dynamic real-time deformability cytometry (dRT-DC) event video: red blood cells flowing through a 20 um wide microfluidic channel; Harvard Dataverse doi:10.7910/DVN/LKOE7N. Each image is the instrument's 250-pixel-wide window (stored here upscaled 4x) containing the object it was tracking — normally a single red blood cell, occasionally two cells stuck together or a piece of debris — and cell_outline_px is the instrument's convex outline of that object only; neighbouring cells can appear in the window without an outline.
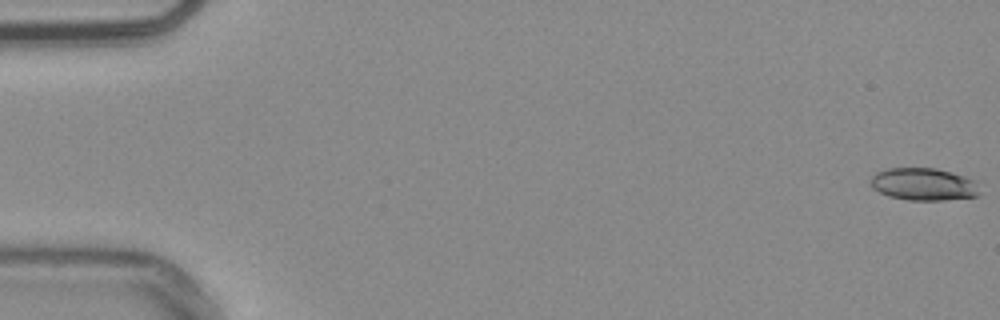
{"species": "common noctule bat (a hibernating species)", "species_latin": "Nyctalus noctula", "temperature_condition": "warm", "stored_images_in_passage": 54, "camera_frame_rate_fps": 3000, "um_per_image_px": 0.085, "animal": {"sex": "male", "body_mass_g": 20.4}, "frame": {"image": 1, "passage_image": 1, "time_ms": 0.0, "image_size_px": [1000, 320], "cell_outline_px": [[980, 196], [944, 200], [908, 200], [888, 196], [872, 188], [872, 176], [876, 172], [888, 168], [936, 168], [964, 176], [972, 180]], "centroid_in_image_um": [78.47, 15.66], "position_along_channel_um": 6.5, "area_um2": 20.35}}
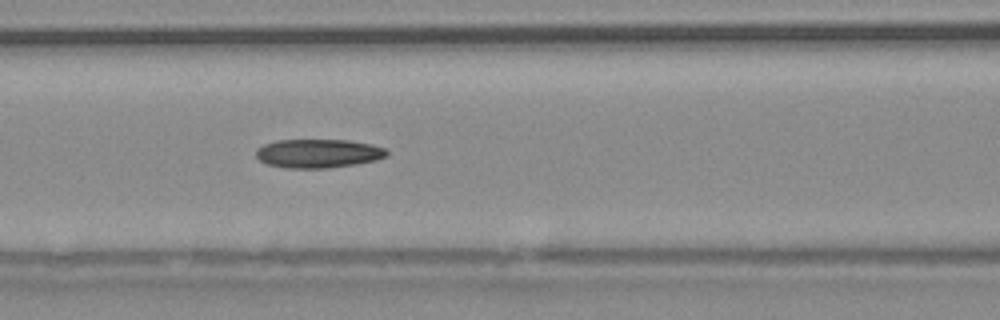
{"frame": {"image": 2, "passage_image": 24, "time_ms": 7.667, "image_size_px": [1000, 320], "cell_outline_px": [[388, 156], [376, 160], [356, 164], [328, 168], [288, 168], [268, 164], [260, 160], [256, 156], [256, 148], [264, 144], [276, 140], [348, 140], [372, 144], [384, 148], [388, 152]], "centroid_in_image_um": [27.06, 13.04], "position_along_channel_um": 139.5, "area_um2": 21.96}}
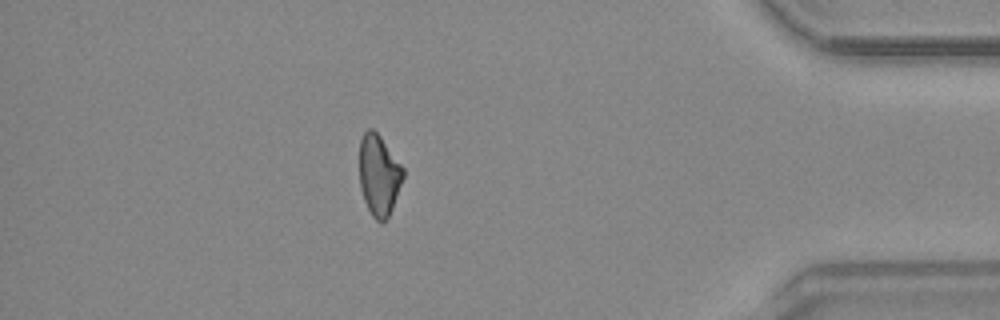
{"frame": {"image": 3, "passage_image": 48, "time_ms": 15.667, "image_size_px": [1000, 320], "cell_outline_px": [[404, 176], [392, 208], [388, 216], [380, 224], [372, 216], [364, 200], [360, 188], [360, 140], [364, 132], [368, 128], [372, 128], [380, 136], [404, 168]], "centroid_in_image_um": [32.2, 14.88], "position_along_channel_um": 403.0, "area_um2": 20.46}, "authors_computed_cell_mechanics": {"area_um2": 21.5594, "velocity_mm_per_s": 3.8068, "shape_relaxation_time_tau1_ms": null, "shape_relaxation_time_tau2_ms": 7.3525, "deformation_change_tau1": null, "deformation_change_tau2": 0.176}}